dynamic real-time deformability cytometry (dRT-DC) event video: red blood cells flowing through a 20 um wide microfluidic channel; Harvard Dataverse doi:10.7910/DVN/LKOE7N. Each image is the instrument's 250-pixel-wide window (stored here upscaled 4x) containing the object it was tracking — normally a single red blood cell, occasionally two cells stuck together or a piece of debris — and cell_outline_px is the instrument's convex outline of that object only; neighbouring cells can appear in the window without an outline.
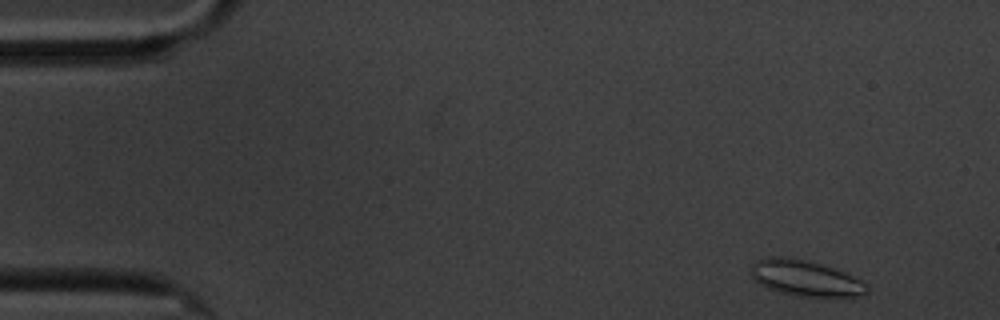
{"species": "common noctule bat (a hibernating species)", "species_latin": "Nyctalus noctula", "temperature_condition": "cold", "stored_images_in_passage": 4, "camera_frame_rate_fps": 3000, "um_per_image_px": 0.085, "animal": {"sex": "male", "body_mass_g": 20.1, "forearm_length_mm": 53.5}, "frame": {"image": 1, "passage_image": 1, "time_ms": 0.0, "image_size_px": [1000, 320], "cell_outline_px": [[868, 292], [852, 300], [792, 296], [768, 288], [760, 284], [752, 276], [752, 264], [756, 260], [768, 256], [788, 256], [820, 264], [844, 272], [868, 284]], "centroid_in_image_um": [68.54, 23.7], "position_along_channel_um": 16.5, "area_um2": 25.03}}
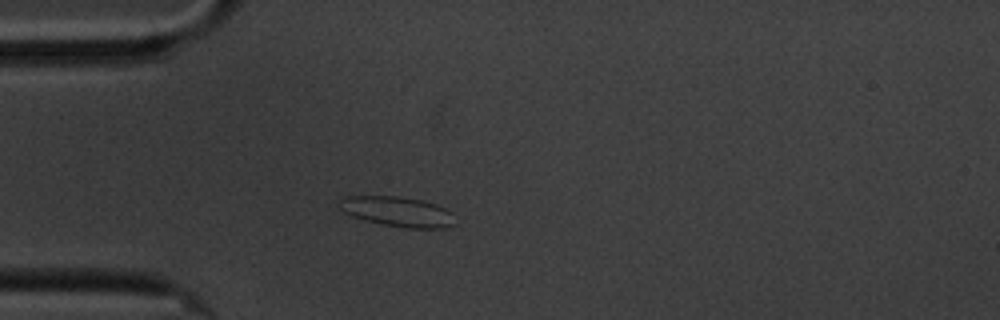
{"frame": {"image": 2, "passage_image": 4, "time_ms": 3.667, "image_size_px": [1000, 320], "cell_outline_px": [[456, 224], [444, 228], [408, 228], [380, 224], [364, 220], [352, 216], [344, 212], [340, 208], [340, 200], [348, 196], [396, 196], [420, 200], [436, 204], [452, 212]], "centroid_in_image_um": [33.82, 18.0], "position_along_channel_um": 51.2, "area_um2": 20.17}}